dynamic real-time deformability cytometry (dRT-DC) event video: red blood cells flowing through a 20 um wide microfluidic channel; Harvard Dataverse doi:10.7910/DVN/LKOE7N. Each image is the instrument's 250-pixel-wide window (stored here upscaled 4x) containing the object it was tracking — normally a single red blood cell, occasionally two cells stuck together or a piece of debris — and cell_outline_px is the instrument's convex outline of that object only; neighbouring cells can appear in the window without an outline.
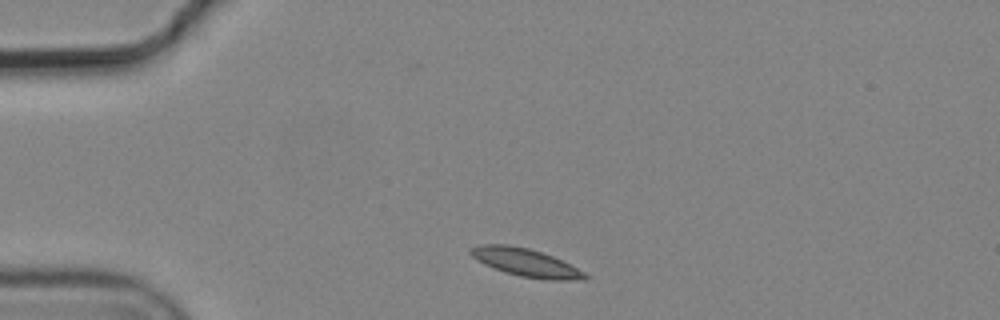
{"species": "common noctule bat (a hibernating species)", "species_latin": "Nyctalus noctula", "temperature_condition": "cold", "stored_images_in_passage": 2, "camera_frame_rate_fps": 3000, "um_per_image_px": 0.085, "animal": {"sex": "male", "body_mass_g": 19.2, "forearm_length_mm": 51.8}, "frame": {"image": 1, "passage_image": 1, "time_ms": 0.0, "image_size_px": [1000, 320], "cell_outline_px": [[588, 280], [548, 280], [520, 276], [504, 272], [484, 264], [472, 256], [468, 252], [472, 248], [480, 244], [508, 244], [528, 248], [552, 256], [584, 272], [588, 276]], "centroid_in_image_um": [44.68, 22.32], "position_along_channel_um": 40.3, "area_um2": 18.44}}